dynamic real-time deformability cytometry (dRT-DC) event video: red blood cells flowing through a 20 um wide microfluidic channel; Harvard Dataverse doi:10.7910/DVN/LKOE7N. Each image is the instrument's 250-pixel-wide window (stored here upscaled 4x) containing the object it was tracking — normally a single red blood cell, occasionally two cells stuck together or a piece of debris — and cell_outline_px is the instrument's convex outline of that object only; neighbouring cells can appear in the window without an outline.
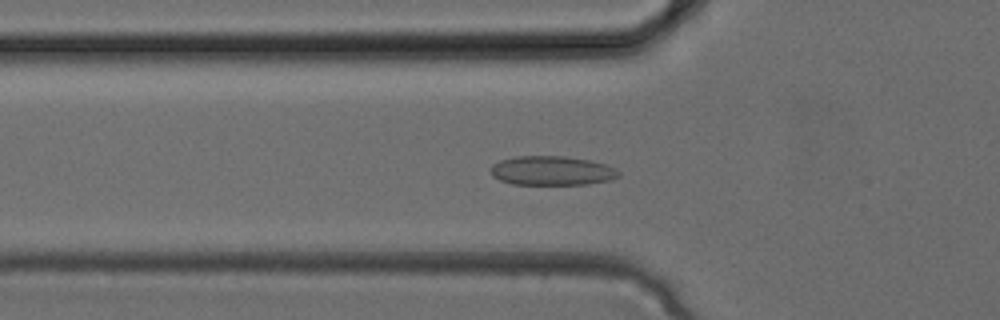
{"species": "common noctule bat (a hibernating species)", "species_latin": "Nyctalus noctula", "temperature_condition": "cold", "stored_images_in_passage": 33, "camera_frame_rate_fps": 3000, "um_per_image_px": 0.085, "animal": {"sex": "female", "body_mass_g": 24.6, "forearm_length_mm": 56.2}, "frame": {"image": 1, "passage_image": 11, "time_ms": 3.333, "image_size_px": [1000, 320], "cell_outline_px": [[620, 176], [612, 180], [588, 184], [512, 184], [500, 180], [492, 176], [492, 164], [500, 160], [516, 156], [564, 156], [592, 160], [616, 168], [620, 172]], "centroid_in_image_um": [46.95, 14.5], "position_along_channel_um": 78.9, "area_um2": 21.91}}
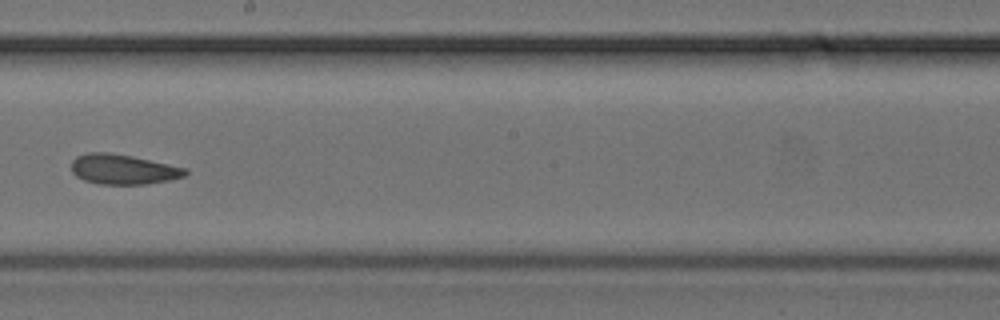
{"frame": {"image": 2, "passage_image": 19, "time_ms": 6.0, "image_size_px": [1000, 320], "cell_outline_px": [[188, 172], [184, 176], [168, 180], [144, 184], [96, 184], [84, 180], [76, 176], [72, 172], [72, 160], [76, 156], [88, 152], [108, 152], [132, 156], [188, 168]], "centroid_in_image_um": [10.45, 14.38], "position_along_channel_um": 237.8, "area_um2": 19.94}}
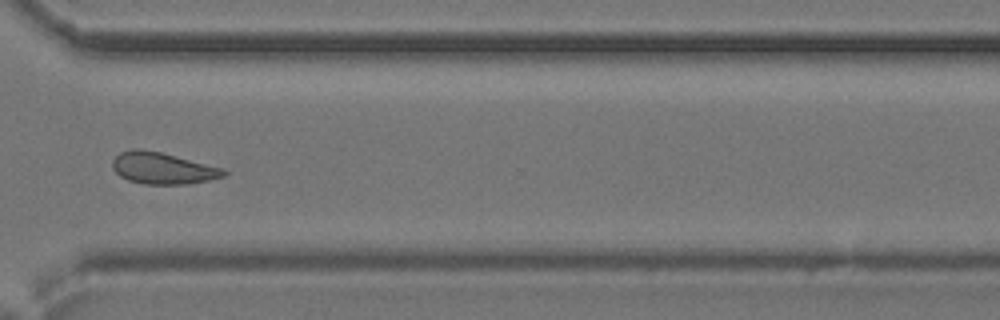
{"frame": {"image": 3, "passage_image": 25, "time_ms": 8.0, "image_size_px": [1000, 320], "cell_outline_px": [[228, 172], [224, 176], [208, 180], [188, 184], [144, 184], [128, 180], [120, 176], [112, 168], [112, 160], [120, 152], [132, 148], [140, 148], [160, 152], [224, 168]], "centroid_in_image_um": [13.81, 14.29], "position_along_channel_um": 356.8, "area_um2": 20.52}}